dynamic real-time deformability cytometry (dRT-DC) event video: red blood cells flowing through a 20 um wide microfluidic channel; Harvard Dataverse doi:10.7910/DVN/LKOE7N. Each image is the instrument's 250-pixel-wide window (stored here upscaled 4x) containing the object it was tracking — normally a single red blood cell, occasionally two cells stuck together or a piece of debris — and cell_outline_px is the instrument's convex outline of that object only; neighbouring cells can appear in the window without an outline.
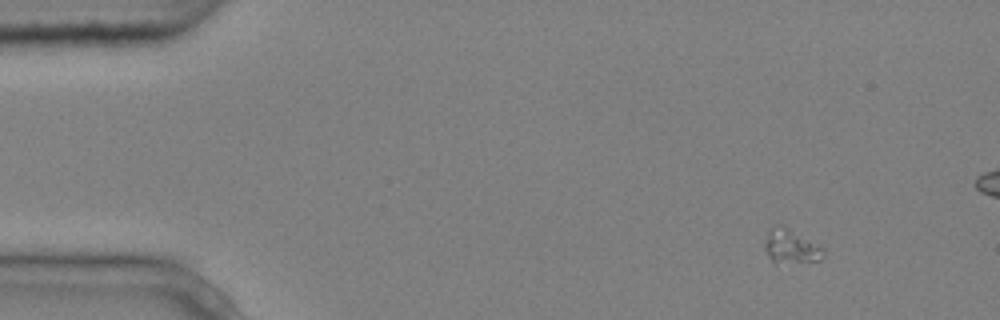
{"species": "common noctule bat (a hibernating species)", "species_latin": "Nyctalus noctula", "temperature_condition": "cold", "stored_images_in_passage": 5, "segment_of_instrument_passage": [1, 2], "camera_frame_rate_fps": 3000, "um_per_image_px": 0.085, "animal": {"sex": "male", "body_mass_g": 20.4}, "frame": {"image": 1, "passage_image": 1, "time_ms": 0.0, "image_size_px": [1000, 320], "cell_outline_px": [[824, 256], [820, 260], [776, 268], [764, 248], [764, 244], [768, 228], [776, 224], [780, 224], [820, 248], [824, 252]], "centroid_in_image_um": [67.12, 21.05], "position_along_channel_um": 17.9, "area_um2": 11.96}}
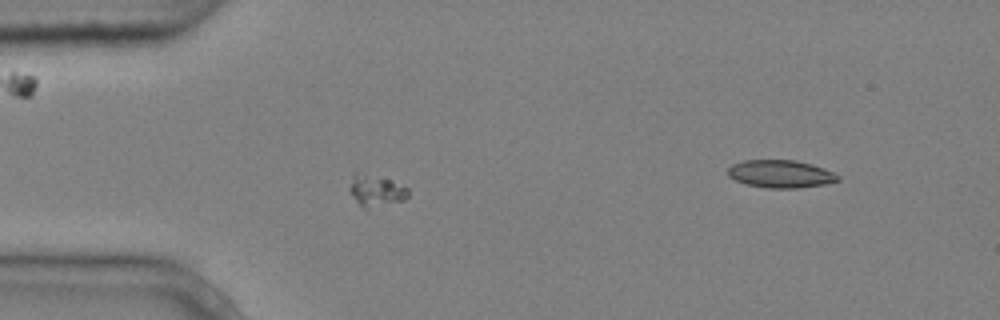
{"frame": {"image": 2, "passage_image": 4, "time_ms": 1.0, "image_size_px": [1000, 320], "cell_outline_px": [[408, 196], [404, 200], [364, 208], [356, 200], [348, 188], [352, 176], [356, 172], [392, 180], [408, 188]], "centroid_in_image_um": [31.96, 16.18], "position_along_channel_um": 53.0, "area_um2": 10.35}}